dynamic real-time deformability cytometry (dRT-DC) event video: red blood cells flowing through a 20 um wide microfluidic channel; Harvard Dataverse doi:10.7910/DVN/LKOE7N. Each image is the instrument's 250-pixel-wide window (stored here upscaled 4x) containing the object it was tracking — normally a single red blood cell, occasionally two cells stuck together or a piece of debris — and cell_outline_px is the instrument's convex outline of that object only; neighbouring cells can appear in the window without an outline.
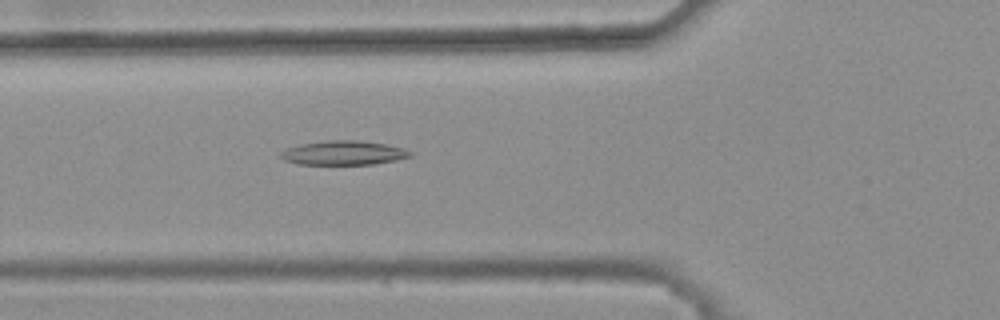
{"species": "common noctule bat (a hibernating species)", "species_latin": "Nyctalus noctula", "temperature_condition": "warm", "stored_images_in_passage": 42, "camera_frame_rate_fps": 3000, "um_per_image_px": 0.085, "animal": {"sex": "female", "body_mass_g": 25.1}, "frame": {"image": 1, "passage_image": 10, "time_ms": 3.0, "image_size_px": [1000, 320], "cell_outline_px": [[412, 156], [396, 160], [372, 164], [296, 164], [284, 160], [280, 156], [280, 152], [284, 148], [300, 144], [328, 140], [360, 140], [384, 144], [404, 148], [412, 152]], "centroid_in_image_um": [29.17, 12.99], "position_along_channel_um": 96.6, "area_um2": 18.32}}
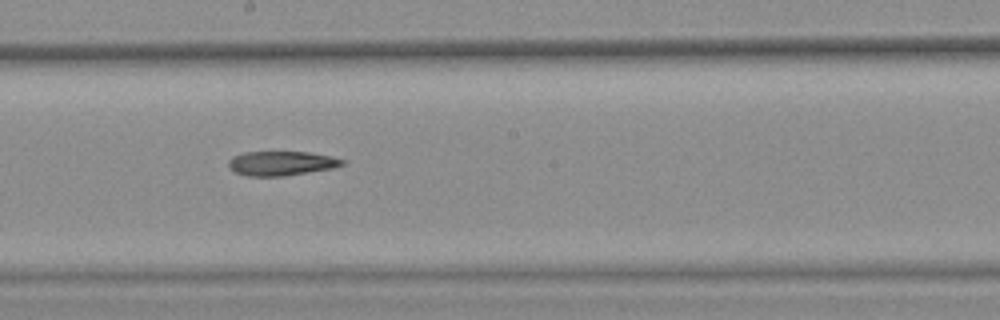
{"frame": {"image": 2, "passage_image": 20, "time_ms": 6.333, "image_size_px": [1000, 320], "cell_outline_px": [[344, 164], [332, 168], [284, 176], [248, 176], [236, 172], [228, 168], [228, 160], [232, 156], [244, 152], [308, 152], [332, 156], [344, 160]], "centroid_in_image_um": [23.88, 13.88], "position_along_channel_um": 224.3, "area_um2": 16.13}}
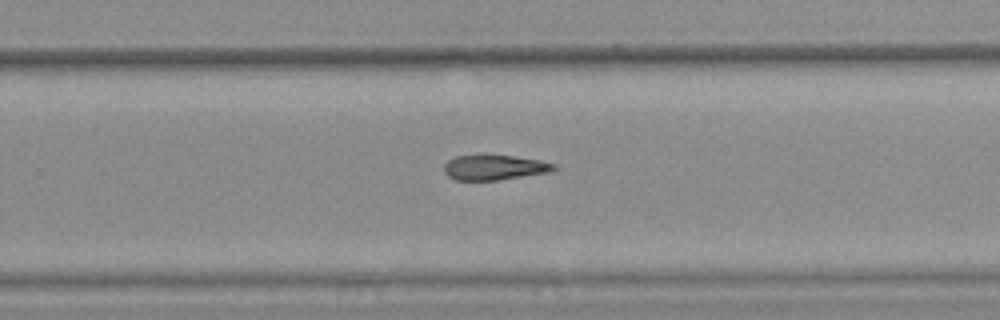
{"frame": {"image": 3, "passage_image": 25, "time_ms": 8.0, "image_size_px": [1000, 320], "cell_outline_px": [[556, 168], [548, 172], [500, 180], [456, 180], [448, 176], [444, 172], [444, 164], [448, 160], [456, 156], [512, 156], [540, 160], [556, 164]], "centroid_in_image_um": [42.01, 14.25], "position_along_channel_um": 287.8, "area_um2": 15.78}}